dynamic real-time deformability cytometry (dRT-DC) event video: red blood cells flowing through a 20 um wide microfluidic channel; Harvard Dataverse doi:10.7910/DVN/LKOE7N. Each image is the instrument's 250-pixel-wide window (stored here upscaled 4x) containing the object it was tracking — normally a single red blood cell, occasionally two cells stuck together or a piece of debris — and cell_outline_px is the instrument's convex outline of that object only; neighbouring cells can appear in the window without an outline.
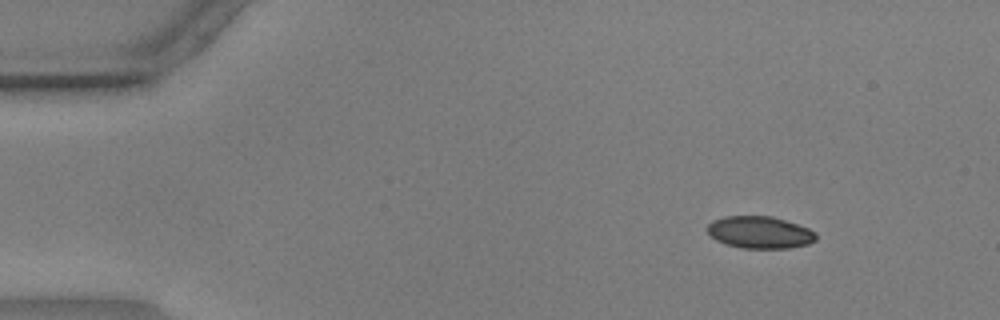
{"species": "common noctule bat (a hibernating species)", "species_latin": "Nyctalus noctula", "temperature_condition": "warm", "stored_images_in_passage": 50, "camera_frame_rate_fps": 3000, "um_per_image_px": 0.085, "animal": {"sex": "male", "body_mass_g": 17.9, "forearm_length_mm": 54.2}, "frame": {"image": 1, "passage_image": 1, "time_ms": 0.0, "image_size_px": [1000, 320], "cell_outline_px": [[816, 240], [808, 244], [788, 248], [740, 248], [716, 240], [708, 232], [708, 224], [712, 220], [724, 216], [772, 216], [808, 228], [816, 232]], "centroid_in_image_um": [64.58, 19.75], "position_along_channel_um": 20.4, "area_um2": 20.23}}
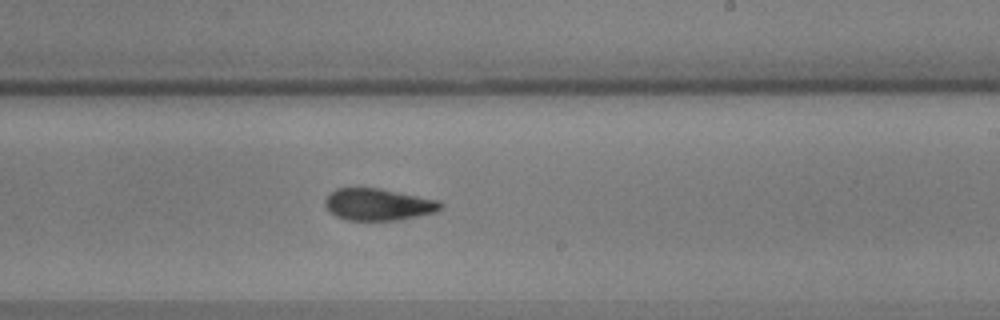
{"frame": {"image": 2, "passage_image": 28, "time_ms": 9.0, "image_size_px": [1000, 320], "cell_outline_px": [[444, 204], [436, 212], [400, 220], [348, 220], [336, 216], [324, 204], [324, 200], [336, 188], [380, 188], [440, 200]], "centroid_in_image_um": [32.19, 17.38], "position_along_channel_um": 256.8, "area_um2": 21.44}}
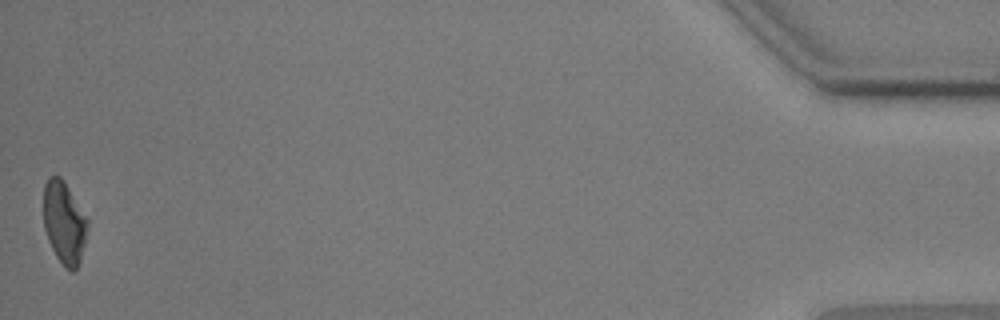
{"frame": {"image": 3, "passage_image": 50, "time_ms": 16.333, "image_size_px": [1000, 320], "cell_outline_px": [[88, 224], [84, 244], [80, 260], [76, 272], [72, 272], [64, 268], [56, 256], [48, 240], [44, 228], [44, 184], [48, 176], [60, 176], [64, 180], [88, 220]], "centroid_in_image_um": [5.45, 18.94], "position_along_channel_um": 429.8, "area_um2": 21.15}, "authors_computed_cell_mechanics": {"area_um2": 21.7039, "velocity_mm_per_s": 3.6003, "shape_relaxation_time_tau1_ms": 3.7437, "shape_relaxation_time_tau2_ms": 5.8276, "deformation_change_tau1": 0.1349, "deformation_change_tau2": 0.1251}}